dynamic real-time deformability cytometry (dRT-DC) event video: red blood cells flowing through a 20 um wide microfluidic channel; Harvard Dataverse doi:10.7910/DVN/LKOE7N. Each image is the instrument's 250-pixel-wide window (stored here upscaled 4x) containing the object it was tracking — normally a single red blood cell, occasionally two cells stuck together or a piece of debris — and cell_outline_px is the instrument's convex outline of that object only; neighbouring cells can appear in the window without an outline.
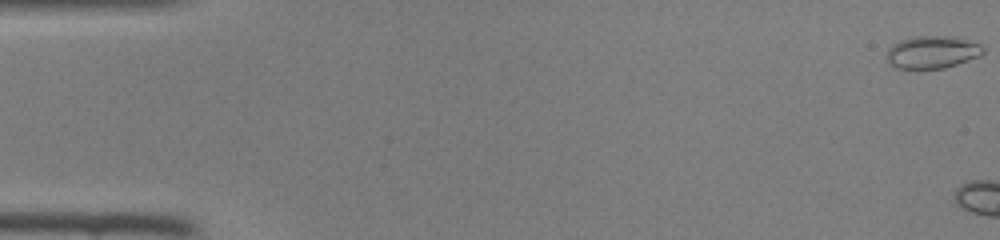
{"species": "common noctule bat (a hibernating species)", "species_latin": "Nyctalus noctula", "temperature_condition": "room temperature", "stored_images_in_passage": 4, "camera_frame_rate_fps": 3000, "um_per_image_px": 0.085, "animal": {"sex": "female", "body_mass_g": 22.0, "forearm_length_mm": 56.7}, "frame": {"image": 1, "passage_image": 1, "time_ms": 0.0, "image_size_px": [1000, 240], "cell_outline_px": [[984, 52], [980, 56], [944, 68], [896, 68], [888, 64], [888, 48], [892, 44], [900, 40], [912, 36], [952, 36], [980, 44], [984, 48]], "centroid_in_image_um": [79.22, 4.42], "position_along_channel_um": 5.8, "area_um2": 18.21}}